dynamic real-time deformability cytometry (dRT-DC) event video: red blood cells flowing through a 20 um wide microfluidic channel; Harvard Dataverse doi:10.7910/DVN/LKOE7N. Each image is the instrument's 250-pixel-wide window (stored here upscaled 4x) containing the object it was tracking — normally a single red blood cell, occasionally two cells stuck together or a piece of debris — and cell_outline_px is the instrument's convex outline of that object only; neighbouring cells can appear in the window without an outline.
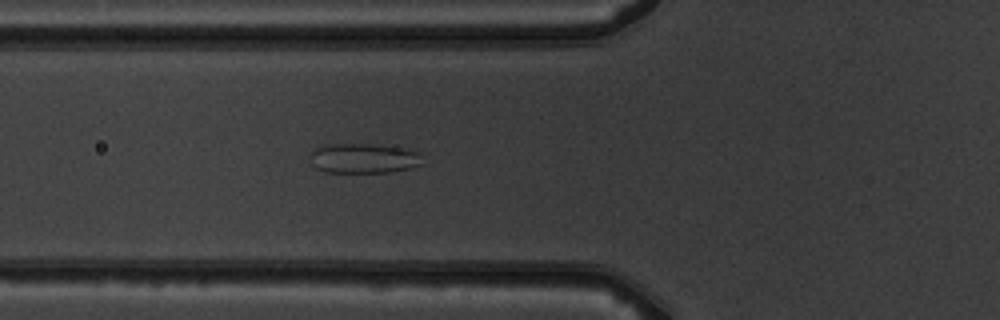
{"species": "common noctule bat (a hibernating species)", "species_latin": "Nyctalus noctula", "temperature_condition": "warm", "stored_images_in_passage": 4, "camera_frame_rate_fps": 3000, "um_per_image_px": 0.085, "animal": {"sex": "male", "body_mass_g": 19.5, "forearm_length_mm": 54.6}, "frame": {"image": 1, "passage_image": 4, "time_ms": 4.333, "image_size_px": [1000, 320], "cell_outline_px": [[424, 164], [412, 168], [392, 172], [324, 172], [316, 168], [312, 164], [312, 152], [316, 148], [328, 144], [372, 144], [404, 148], [420, 152]], "centroid_in_image_um": [30.98, 13.46], "position_along_channel_um": 94.8, "area_um2": 19.65}}